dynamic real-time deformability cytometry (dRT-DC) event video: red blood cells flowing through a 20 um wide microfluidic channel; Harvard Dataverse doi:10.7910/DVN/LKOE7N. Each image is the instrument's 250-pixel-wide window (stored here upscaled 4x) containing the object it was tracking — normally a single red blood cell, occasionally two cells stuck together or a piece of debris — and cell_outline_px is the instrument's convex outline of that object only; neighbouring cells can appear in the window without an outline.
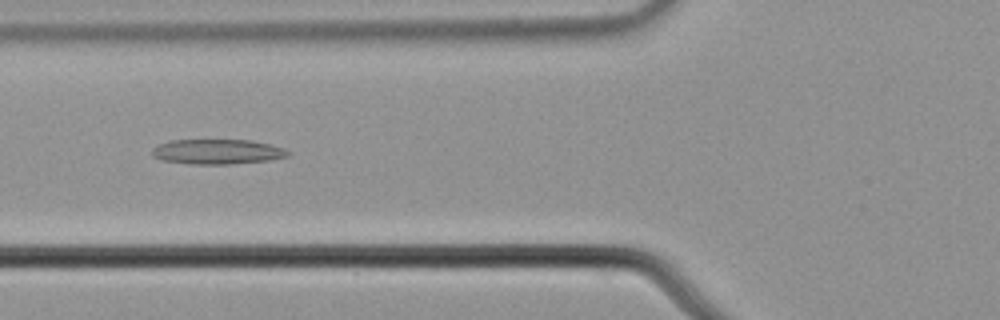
{"species": "common noctule bat (a hibernating species)", "species_latin": "Nyctalus noctula", "temperature_condition": "cold", "stored_images_in_passage": 7, "camera_frame_rate_fps": 3000, "um_per_image_px": 0.085, "animal": {"sex": "male", "body_mass_g": 21.5, "forearm_length_mm": 52.0}, "frame": {"image": 1, "passage_image": 6, "time_ms": 1.667, "image_size_px": [1000, 320], "cell_outline_px": [[288, 156], [272, 160], [232, 164], [192, 164], [164, 160], [152, 156], [152, 148], [160, 144], [172, 140], [252, 140], [272, 144], [284, 148], [288, 152]], "centroid_in_image_um": [18.51, 12.89], "position_along_channel_um": 107.3, "area_um2": 19.77}}
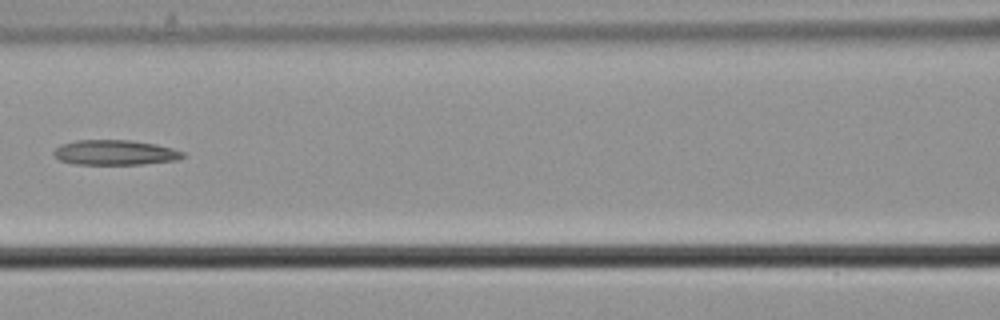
{"frame": {"image": 2, "passage_image": 7, "time_ms": 2.0, "image_size_px": [1000, 320], "cell_outline_px": [[184, 156], [176, 160], [144, 164], [76, 164], [60, 160], [52, 152], [60, 144], [76, 140], [128, 140], [156, 144], [172, 148], [184, 152]], "centroid_in_image_um": [9.77, 12.96], "position_along_channel_um": 156.8, "area_um2": 18.73}}